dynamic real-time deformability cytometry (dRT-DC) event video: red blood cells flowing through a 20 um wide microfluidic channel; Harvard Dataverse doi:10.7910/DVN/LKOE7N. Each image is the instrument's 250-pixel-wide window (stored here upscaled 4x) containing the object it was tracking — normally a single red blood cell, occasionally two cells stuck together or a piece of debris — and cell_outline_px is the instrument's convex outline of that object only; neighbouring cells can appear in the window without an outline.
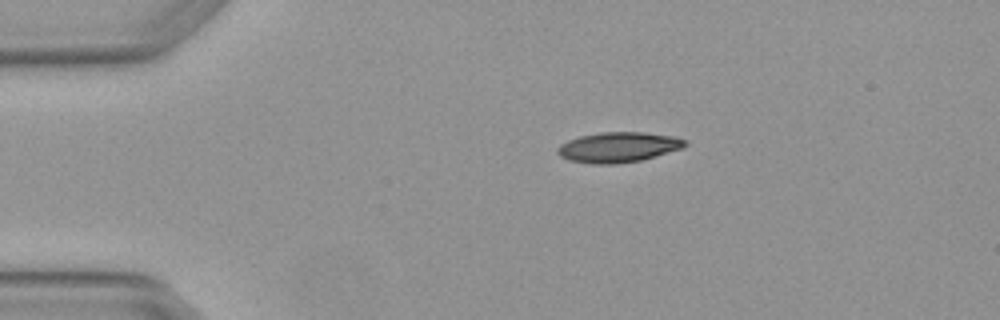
{"species": "Egyptian fruit bat (a non-hibernating species)", "species_latin": "Rousettus aegyptiacus", "temperature_condition": "warm", "stored_images_in_passage": 3, "camera_frame_rate_fps": 3000, "um_per_image_px": 0.085, "animal": {"sex": "female"}, "frame": {"image": 1, "passage_image": 3, "time_ms": 0.667, "image_size_px": [1000, 320], "cell_outline_px": [[688, 144], [684, 148], [640, 160], [616, 164], [592, 164], [568, 160], [560, 156], [556, 152], [556, 148], [560, 144], [568, 140], [580, 136], [600, 132], [644, 132], [676, 136], [688, 140]], "centroid_in_image_um": [52.57, 12.5], "position_along_channel_um": 32.4, "area_um2": 22.72}}